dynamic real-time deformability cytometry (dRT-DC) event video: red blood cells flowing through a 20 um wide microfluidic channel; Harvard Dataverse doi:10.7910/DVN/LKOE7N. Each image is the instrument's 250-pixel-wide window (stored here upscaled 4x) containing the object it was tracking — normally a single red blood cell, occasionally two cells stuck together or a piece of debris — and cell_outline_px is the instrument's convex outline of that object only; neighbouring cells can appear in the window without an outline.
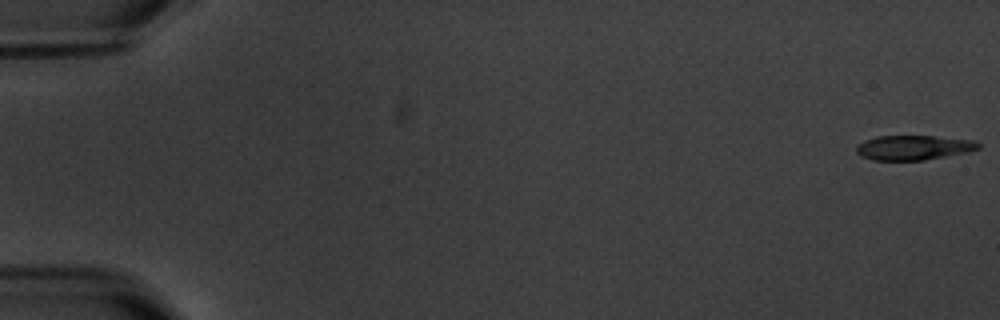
{"species": "common noctule bat (a hibernating species)", "species_latin": "Nyctalus noctula", "temperature_condition": "warm", "stored_images_in_passage": 6, "segment_of_instrument_passage": [1, 2], "camera_frame_rate_fps": 3000, "um_per_image_px": 0.085, "animal": {"sex": "male", "body_mass_g": 20.1, "forearm_length_mm": 53.5}, "frame": {"image": 1, "passage_image": 1, "time_ms": 0.0, "image_size_px": [1000, 320], "cell_outline_px": [[980, 148], [968, 152], [924, 160], [872, 160], [860, 156], [856, 152], [856, 148], [864, 140], [876, 136], [932, 136], [976, 140], [980, 144]], "centroid_in_image_um": [77.66, 12.54], "position_along_channel_um": 7.3, "area_um2": 17.57}}